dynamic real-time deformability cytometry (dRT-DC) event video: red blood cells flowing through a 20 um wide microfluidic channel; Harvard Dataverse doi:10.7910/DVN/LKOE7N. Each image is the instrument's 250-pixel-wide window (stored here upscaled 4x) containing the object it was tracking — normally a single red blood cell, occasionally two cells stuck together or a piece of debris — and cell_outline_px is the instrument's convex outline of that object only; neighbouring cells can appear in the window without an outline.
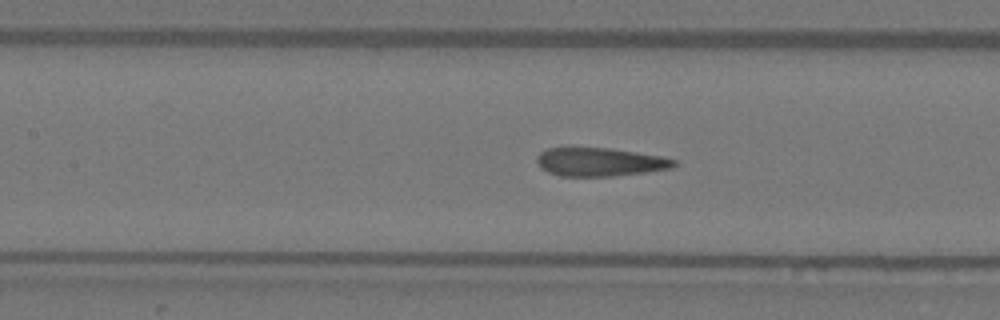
{"species": "Egyptian fruit bat (a non-hibernating species)", "species_latin": "Rousettus aegyptiacus", "temperature_condition": "warm", "stored_images_in_passage": 40, "camera_frame_rate_fps": 3000, "um_per_image_px": 0.085, "animal": {"sex": "female"}, "frame": {"image": 1, "passage_image": 23, "time_ms": 7.333, "image_size_px": [1000, 320], "cell_outline_px": [[676, 164], [672, 168], [644, 172], [612, 176], [560, 176], [548, 172], [540, 168], [536, 160], [536, 156], [540, 152], [548, 148], [568, 144], [572, 144], [608, 148], [664, 156], [676, 160]], "centroid_in_image_um": [50.89, 13.72], "position_along_channel_um": 156.5, "area_um2": 23.64}}